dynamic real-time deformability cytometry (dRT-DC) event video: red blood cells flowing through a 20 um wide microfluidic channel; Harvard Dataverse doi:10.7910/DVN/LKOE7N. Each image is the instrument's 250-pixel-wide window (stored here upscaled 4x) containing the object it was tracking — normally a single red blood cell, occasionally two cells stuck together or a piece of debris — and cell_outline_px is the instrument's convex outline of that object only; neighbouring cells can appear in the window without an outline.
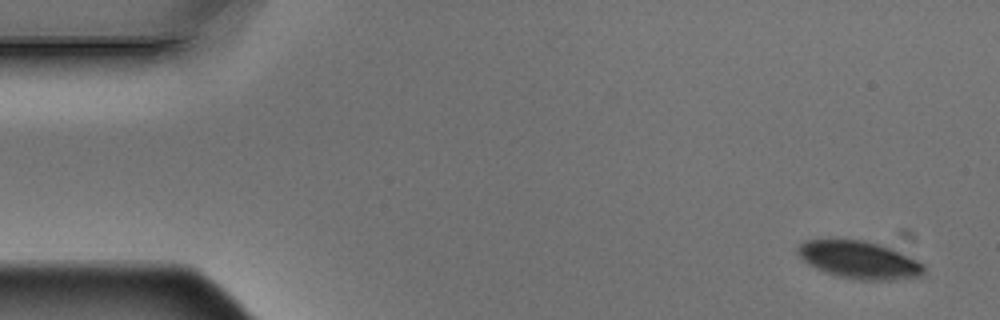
{"species": "Egyptian fruit bat (a non-hibernating species)", "species_latin": "Rousettus aegyptiacus", "temperature_condition": "warm", "stored_images_in_passage": 5, "camera_frame_rate_fps": 3000, "um_per_image_px": 0.085, "animal": {"sex": "male"}, "frame": {"image": 1, "passage_image": 1, "time_ms": 0.0, "image_size_px": [1000, 320], "cell_outline_px": [[924, 272], [920, 276], [892, 280], [860, 280], [840, 276], [824, 272], [808, 264], [796, 252], [796, 248], [804, 240], [864, 240], [884, 244], [924, 264]], "centroid_in_image_um": [73.03, 22.08], "position_along_channel_um": 12.0, "area_um2": 27.57}}